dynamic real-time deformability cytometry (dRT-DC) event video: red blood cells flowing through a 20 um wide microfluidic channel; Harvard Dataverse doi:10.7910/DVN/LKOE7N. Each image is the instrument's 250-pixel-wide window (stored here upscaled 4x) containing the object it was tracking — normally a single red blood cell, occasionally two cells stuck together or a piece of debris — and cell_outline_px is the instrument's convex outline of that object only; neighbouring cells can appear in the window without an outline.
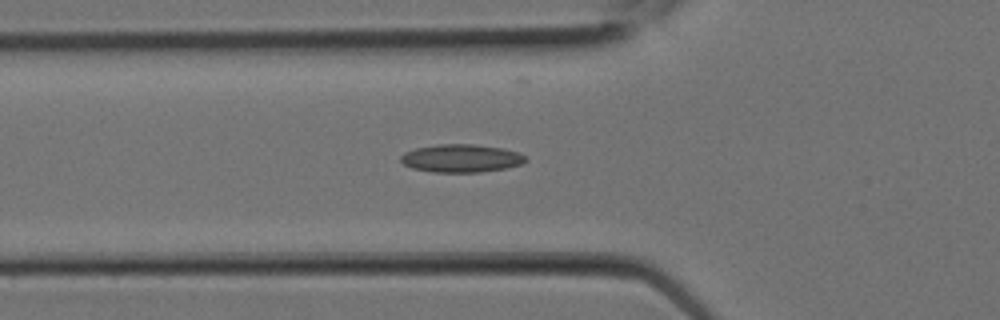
{"species": "Egyptian fruit bat (a non-hibernating species)", "species_latin": "Rousettus aegyptiacus", "temperature_condition": "room temperature", "stored_images_in_passage": 10, "camera_frame_rate_fps": 3000, "um_per_image_px": 0.085, "animal": {"sex": "female"}, "frame": {"image": 1, "passage_image": 7, "time_ms": 2.0, "image_size_px": [1000, 320], "cell_outline_px": [[528, 160], [520, 164], [504, 168], [480, 172], [432, 172], [412, 168], [404, 164], [400, 160], [400, 156], [404, 152], [416, 148], [436, 144], [476, 144], [504, 148], [520, 152]], "centroid_in_image_um": [39.19, 13.44], "position_along_channel_um": 86.6, "area_um2": 20.46}}
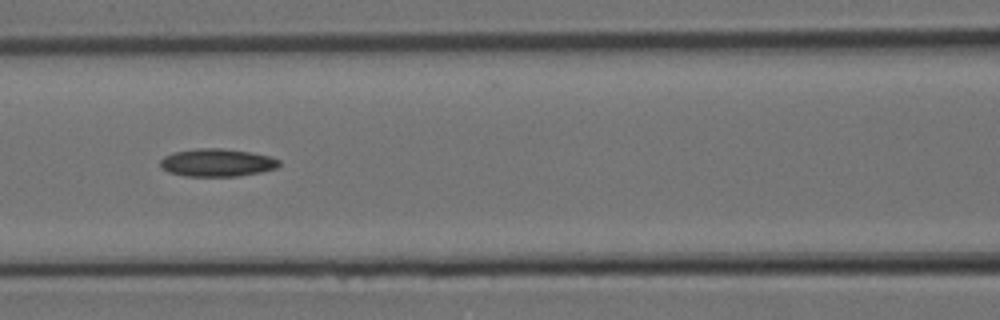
{"frame": {"image": 2, "passage_image": 9, "time_ms": 2.667, "image_size_px": [1000, 320], "cell_outline_px": [[280, 164], [276, 168], [260, 172], [236, 176], [184, 176], [168, 172], [160, 168], [160, 160], [164, 156], [172, 152], [196, 148], [220, 148], [252, 152], [268, 156], [280, 160]], "centroid_in_image_um": [18.4, 13.82], "position_along_channel_um": 148.2, "area_um2": 19.36}}
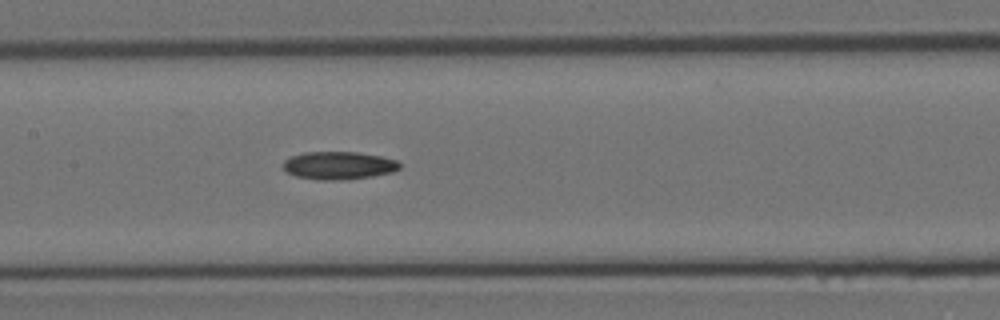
{"frame": {"image": 3, "passage_image": 10, "time_ms": 3.0, "image_size_px": [1000, 320], "cell_outline_px": [[400, 168], [392, 172], [372, 176], [332, 180], [320, 180], [296, 176], [288, 172], [284, 168], [284, 160], [292, 156], [304, 152], [356, 152], [380, 156], [396, 160], [400, 164]], "centroid_in_image_um": [28.79, 14.05], "position_along_channel_um": 178.6, "area_um2": 18.61}}